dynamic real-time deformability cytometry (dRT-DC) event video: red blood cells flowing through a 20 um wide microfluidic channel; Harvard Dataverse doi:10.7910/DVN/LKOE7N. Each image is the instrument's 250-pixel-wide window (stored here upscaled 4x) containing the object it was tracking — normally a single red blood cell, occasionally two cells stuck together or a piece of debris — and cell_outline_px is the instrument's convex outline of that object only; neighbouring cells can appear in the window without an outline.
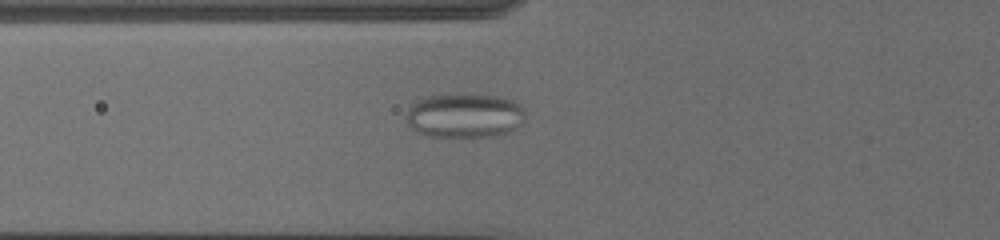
{"species": "common noctule bat (a hibernating species)", "species_latin": "Nyctalus noctula", "temperature_condition": "cold", "stored_images_in_passage": 38, "camera_frame_rate_fps": 3000, "um_per_image_px": 0.085, "animal": {"sex": "female", "body_mass_g": 19.5, "forearm_length_mm": 54.1}, "frame": {"image": 1, "passage_image": 4, "time_ms": 1.0, "image_size_px": [1000, 240], "cell_outline_px": [[524, 116], [520, 124], [504, 132], [488, 136], [428, 136], [412, 128], [408, 124], [408, 112], [420, 100], [428, 96], [496, 96], [512, 100], [524, 108]], "centroid_in_image_um": [39.51, 9.84], "position_along_channel_um": 86.3, "area_um2": 29.25}}
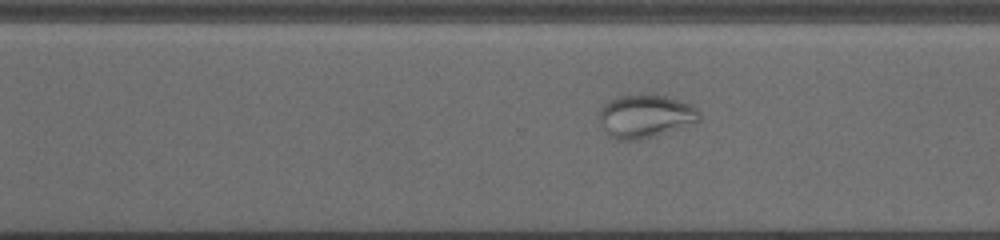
{"frame": {"image": 2, "passage_image": 22, "time_ms": 7.0, "image_size_px": [1000, 240], "cell_outline_px": [[700, 120], [652, 136], [636, 140], [616, 140], [604, 128], [600, 120], [600, 108], [608, 100], [620, 96], [664, 96], [692, 104], [700, 112]], "centroid_in_image_um": [54.84, 9.87], "position_along_channel_um": 315.8, "area_um2": 24.28}}
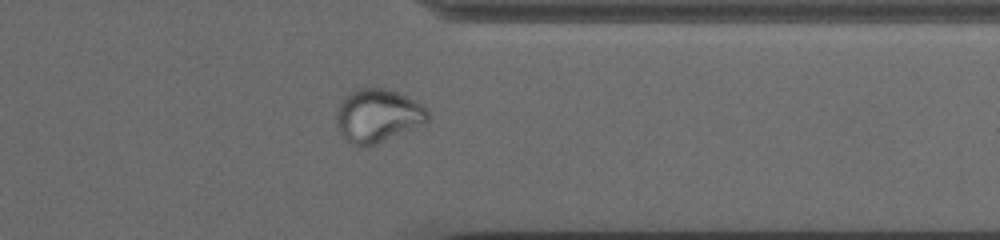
{"frame": {"image": 3, "passage_image": 27, "time_ms": 8.667, "image_size_px": [1000, 240], "cell_outline_px": [[428, 120], [372, 144], [352, 144], [344, 136], [340, 128], [336, 116], [340, 104], [352, 92], [360, 88], [384, 88], [396, 92], [420, 104], [428, 112]], "centroid_in_image_um": [32.09, 9.78], "position_along_channel_um": 379.3, "area_um2": 26.47}}